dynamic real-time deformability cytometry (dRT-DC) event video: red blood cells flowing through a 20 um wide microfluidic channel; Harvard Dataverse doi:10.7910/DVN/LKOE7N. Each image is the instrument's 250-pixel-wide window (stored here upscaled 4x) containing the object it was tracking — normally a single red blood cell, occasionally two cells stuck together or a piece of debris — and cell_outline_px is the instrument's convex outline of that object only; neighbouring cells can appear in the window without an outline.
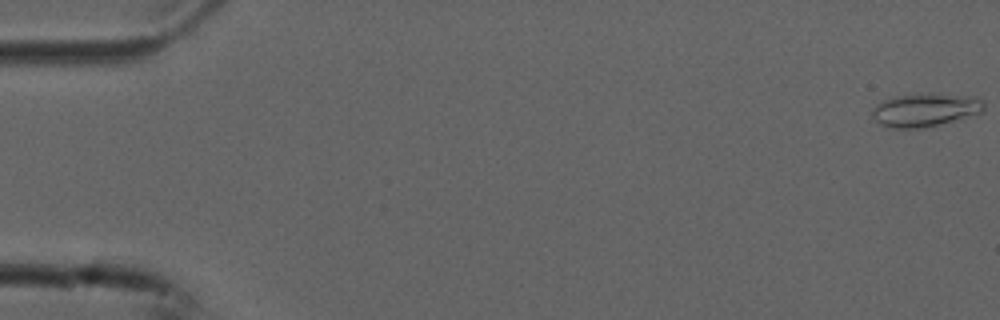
{"species": "common noctule bat (a hibernating species)", "species_latin": "Nyctalus noctula", "temperature_condition": "cold", "stored_images_in_passage": 55, "camera_frame_rate_fps": 3000, "um_per_image_px": 0.085, "animal": {"sex": "male", "forearm_length_mm": 52.5}, "frame": {"image": 1, "passage_image": 1, "time_ms": 0.0, "image_size_px": [1000, 320], "cell_outline_px": [[984, 108], [980, 112], [924, 128], [888, 128], [880, 124], [872, 116], [872, 108], [876, 104], [884, 100], [896, 96], [916, 92], [940, 92], [976, 96], [984, 100]], "centroid_in_image_um": [78.63, 9.29], "position_along_channel_um": 6.4, "area_um2": 22.14}}
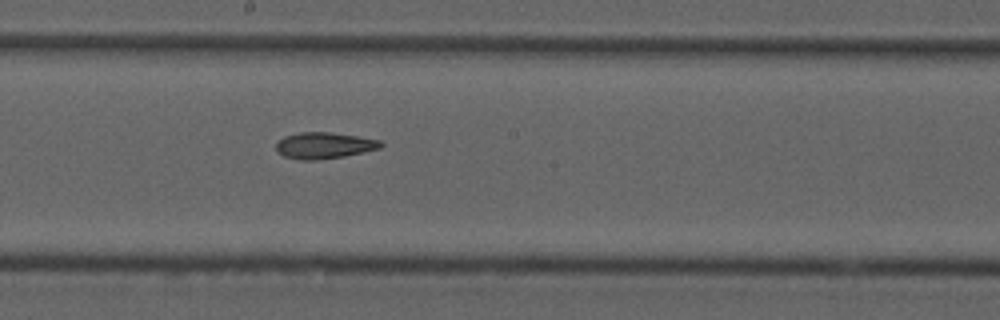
{"frame": {"image": 2, "passage_image": 30, "time_ms": 9.667, "image_size_px": [1000, 320], "cell_outline_px": [[384, 144], [380, 148], [344, 156], [312, 160], [300, 160], [284, 156], [276, 152], [276, 144], [284, 136], [300, 132], [328, 132], [356, 136], [380, 140]], "centroid_in_image_um": [27.52, 12.36], "position_along_channel_um": 220.7, "area_um2": 15.9}}
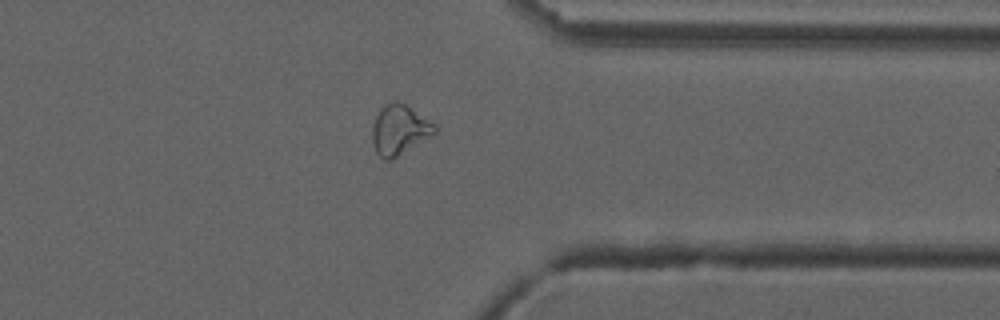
{"frame": {"image": 3, "passage_image": 43, "time_ms": 14.0, "image_size_px": [1000, 320], "cell_outline_px": [[436, 132], [392, 160], [384, 160], [376, 152], [372, 144], [372, 124], [380, 108], [384, 104], [392, 100], [396, 100], [404, 104], [436, 124]], "centroid_in_image_um": [33.91, 11.03], "position_along_channel_um": 377.5, "area_um2": 18.15}, "authors_computed_cell_mechanics": {"area_um2": 17.918, "velocity_mm_per_s": 3.7624, "shape_relaxation_time_tau1_ms": null, "shape_relaxation_time_tau2_ms": 4.8195, "deformation_change_tau1": null, "deformation_change_tau2": 0.1135}}